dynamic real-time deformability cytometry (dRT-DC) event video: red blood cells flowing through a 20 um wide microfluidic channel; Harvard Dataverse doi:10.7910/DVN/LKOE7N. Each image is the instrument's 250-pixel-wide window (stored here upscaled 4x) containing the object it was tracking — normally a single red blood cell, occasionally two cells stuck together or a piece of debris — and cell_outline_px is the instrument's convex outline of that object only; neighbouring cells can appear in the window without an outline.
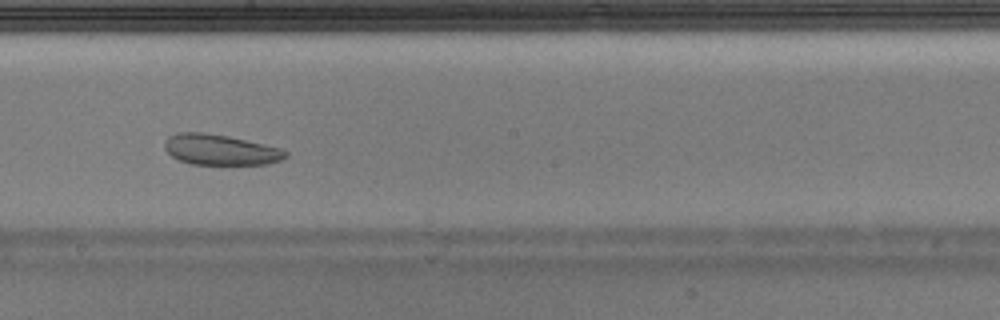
{"species": "Egyptian fruit bat (a non-hibernating species)", "species_latin": "Rousettus aegyptiacus", "temperature_condition": "warm", "stored_images_in_passage": 31, "camera_frame_rate_fps": 3000, "um_per_image_px": 0.085, "animal": {"sex": "male"}, "frame": {"image": 1, "passage_image": 18, "time_ms": 5.667, "image_size_px": [1000, 320], "cell_outline_px": [[288, 156], [280, 160], [268, 164], [220, 168], [192, 164], [180, 160], [172, 156], [164, 148], [164, 140], [168, 136], [180, 132], [204, 132], [228, 136], [280, 148], [288, 152]], "centroid_in_image_um": [18.73, 12.79], "position_along_channel_um": 229.5, "area_um2": 22.54}}